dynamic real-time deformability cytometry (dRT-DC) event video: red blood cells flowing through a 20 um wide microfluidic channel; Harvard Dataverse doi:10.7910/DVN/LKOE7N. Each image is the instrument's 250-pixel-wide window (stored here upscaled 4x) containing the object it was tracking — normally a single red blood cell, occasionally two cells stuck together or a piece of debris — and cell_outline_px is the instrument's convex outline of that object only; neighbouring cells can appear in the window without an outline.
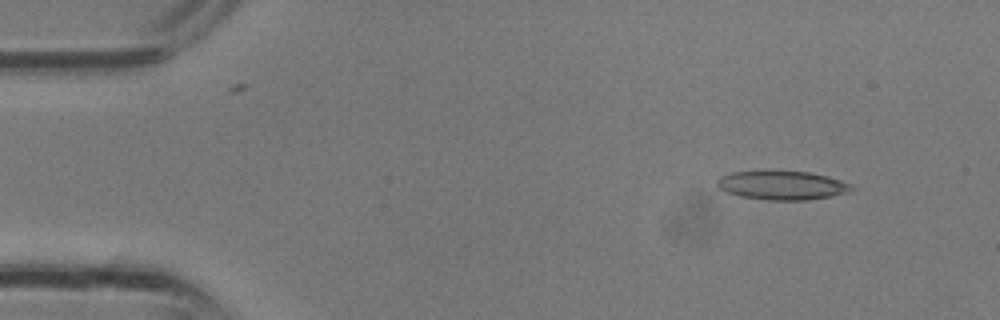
{"species": "common noctule bat (a hibernating species)", "species_latin": "Nyctalus noctula", "temperature_condition": "room temperature", "stored_images_in_passage": 30, "camera_frame_rate_fps": 3000, "um_per_image_px": 0.085, "animal": {"sex": "male", "body_mass_g": 13.3}, "frame": {"image": 1, "passage_image": 1, "time_ms": 0.0, "image_size_px": [1000, 320], "cell_outline_px": [[856, 188], [848, 192], [832, 196], [808, 200], [768, 200], [740, 196], [728, 192], [720, 188], [716, 184], [716, 180], [720, 176], [732, 172], [812, 172], [840, 180], [852, 184]], "centroid_in_image_um": [66.52, 15.76], "position_along_channel_um": 18.5, "area_um2": 22.37}}
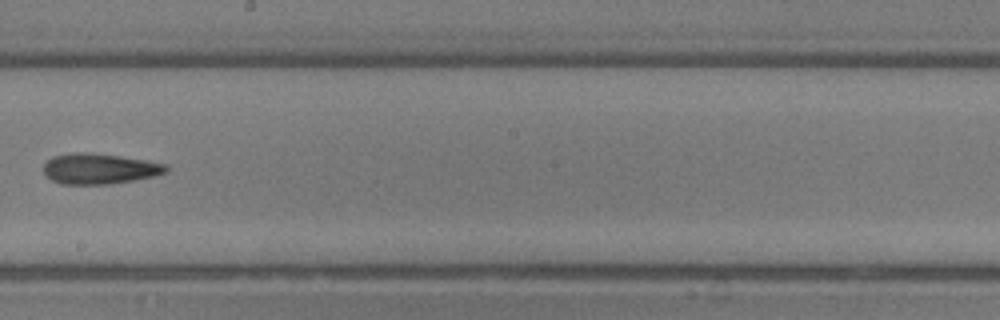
{"frame": {"image": 2, "passage_image": 16, "time_ms": 5.0, "image_size_px": [1000, 320], "cell_outline_px": [[168, 172], [152, 176], [132, 180], [108, 184], [60, 184], [52, 180], [44, 172], [44, 164], [52, 156], [72, 152], [92, 152], [120, 156], [168, 164]], "centroid_in_image_um": [8.44, 14.33], "position_along_channel_um": 239.8, "area_um2": 21.79}}
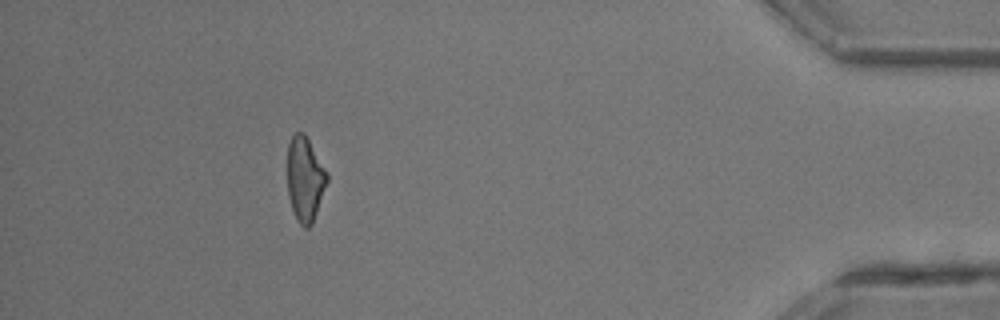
{"frame": {"image": 3, "passage_image": 27, "time_ms": 8.667, "image_size_px": [1000, 320], "cell_outline_px": [[328, 180], [312, 224], [308, 228], [304, 228], [300, 224], [292, 208], [288, 196], [288, 144], [292, 136], [296, 132], [304, 132], [328, 172]], "centroid_in_image_um": [25.93, 15.2], "position_along_channel_um": 409.3, "area_um2": 19.42}}